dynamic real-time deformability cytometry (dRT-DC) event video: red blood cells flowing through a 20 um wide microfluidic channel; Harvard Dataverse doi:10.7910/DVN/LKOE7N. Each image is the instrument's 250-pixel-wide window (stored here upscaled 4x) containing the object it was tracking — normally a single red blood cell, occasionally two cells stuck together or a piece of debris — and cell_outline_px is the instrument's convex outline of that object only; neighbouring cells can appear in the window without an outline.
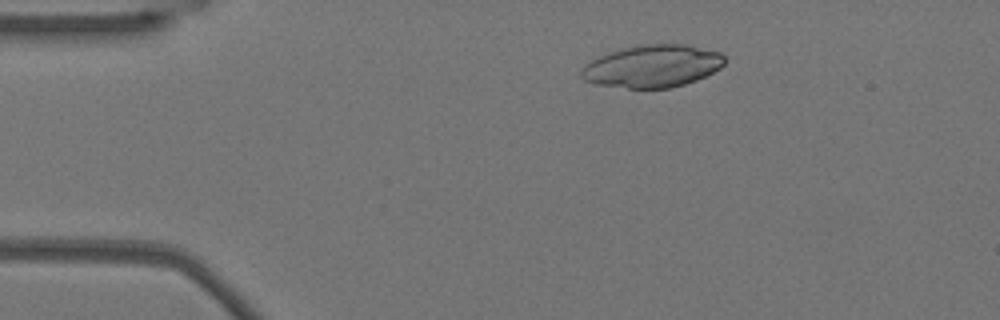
{"species": "Egyptian fruit bat (a non-hibernating species)", "species_latin": "Rousettus aegyptiacus", "temperature_condition": "warm", "stored_images_in_passage": 45, "camera_frame_rate_fps": 3000, "um_per_image_px": 0.085, "animal": {"sex": "female"}, "frame": {"image": 1, "passage_image": 1, "time_ms": 0.0, "image_size_px": [1000, 320], "cell_outline_px": [[724, 64], [720, 68], [696, 80], [684, 84], [668, 88], [628, 88], [596, 84], [584, 80], [580, 76], [580, 72], [592, 60], [600, 56], [624, 48], [640, 44], [684, 44], [720, 52], [724, 56]], "centroid_in_image_um": [55.47, 5.62], "position_along_channel_um": 29.5, "area_um2": 35.03}}
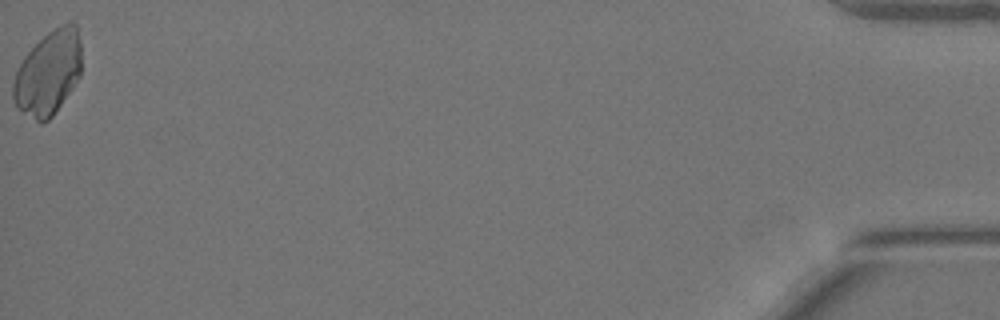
{"frame": {"image": 2, "passage_image": 45, "time_ms": 14.667, "image_size_px": [1000, 320], "cell_outline_px": [[80, 72], [72, 88], [52, 116], [48, 120], [40, 124], [16, 108], [12, 96], [12, 84], [16, 72], [24, 56], [48, 32], [60, 24], [76, 24], [80, 40]], "centroid_in_image_um": [4.06, 6.23], "position_along_channel_um": 431.1, "area_um2": 33.18}}